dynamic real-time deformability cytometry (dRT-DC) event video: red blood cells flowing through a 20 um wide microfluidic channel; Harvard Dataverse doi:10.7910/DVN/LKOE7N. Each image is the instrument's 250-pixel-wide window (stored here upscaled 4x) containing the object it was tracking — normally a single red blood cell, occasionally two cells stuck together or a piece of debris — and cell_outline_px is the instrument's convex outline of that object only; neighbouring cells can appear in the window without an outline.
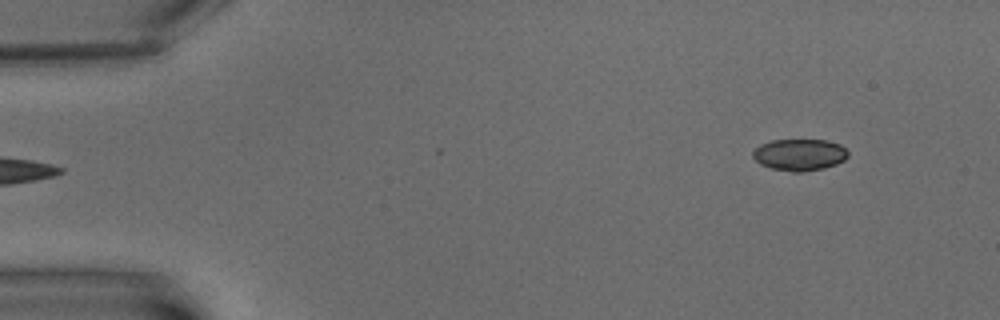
{"species": "common noctule bat (a hibernating species)", "species_latin": "Nyctalus noctula", "temperature_condition": "warm", "stored_images_in_passage": 6, "segment_of_instrument_passage": [2, 2], "camera_frame_rate_fps": 3000, "um_per_image_px": 0.085, "animal": {"sex": "male", "body_mass_g": 15.6}, "frame": {"image": 1, "passage_image": 6, "time_ms": 6.667, "image_size_px": [1000, 320], "cell_outline_px": [[848, 156], [844, 160], [836, 164], [824, 168], [800, 172], [792, 172], [772, 168], [760, 164], [752, 156], [752, 152], [760, 144], [772, 140], [828, 140], [840, 144], [848, 152]], "centroid_in_image_um": [67.96, 13.15], "position_along_channel_um": 17.0, "area_um2": 17.57}}